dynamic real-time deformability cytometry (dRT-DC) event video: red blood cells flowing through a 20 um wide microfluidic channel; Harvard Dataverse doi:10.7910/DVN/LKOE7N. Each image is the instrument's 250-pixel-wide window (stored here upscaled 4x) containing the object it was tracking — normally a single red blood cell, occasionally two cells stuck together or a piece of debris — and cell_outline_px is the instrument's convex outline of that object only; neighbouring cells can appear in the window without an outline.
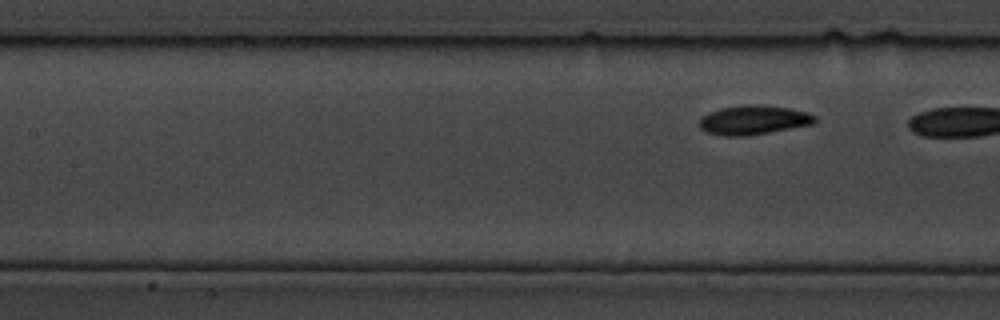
{"species": "common noctule bat (a hibernating species)", "species_latin": "Nyctalus noctula", "temperature_condition": "cold", "stored_images_in_passage": 10, "segment_of_instrument_passage": [2, 2], "camera_frame_rate_fps": 3000, "um_per_image_px": 0.085, "animal": {"sex": "male", "body_mass_g": 19.5, "forearm_length_mm": 54.6}, "frame": {"image": 1, "passage_image": 10, "time_ms": 3.0, "image_size_px": [1000, 320], "cell_outline_px": [[816, 120], [812, 124], [748, 136], [724, 136], [708, 132], [700, 128], [700, 116], [708, 112], [720, 108], [744, 104], [756, 104], [788, 108], [808, 112], [816, 116]], "centroid_in_image_um": [64.02, 10.19], "position_along_channel_um": 143.4, "area_um2": 19.71}}